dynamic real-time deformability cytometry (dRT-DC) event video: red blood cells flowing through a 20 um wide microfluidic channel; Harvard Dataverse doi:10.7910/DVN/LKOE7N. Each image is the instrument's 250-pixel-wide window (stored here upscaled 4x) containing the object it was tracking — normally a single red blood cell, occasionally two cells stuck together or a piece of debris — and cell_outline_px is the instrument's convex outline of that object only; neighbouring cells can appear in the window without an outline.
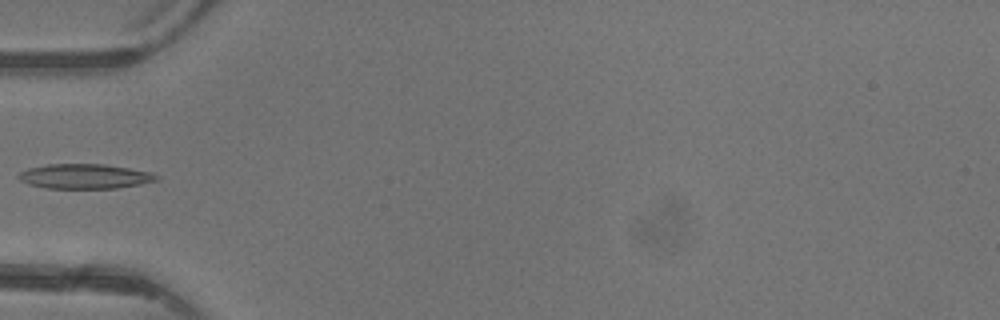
{"species": "common noctule bat (a hibernating species)", "species_latin": "Nyctalus noctula", "temperature_condition": "warm", "stored_images_in_passage": 4, "camera_frame_rate_fps": 3000, "um_per_image_px": 0.085, "animal": {"sex": "female"}, "frame": {"image": 1, "passage_image": 4, "time_ms": 4.333, "image_size_px": [1000, 320], "cell_outline_px": [[160, 180], [140, 184], [116, 188], [44, 188], [20, 180], [16, 176], [20, 172], [28, 168], [48, 164], [104, 164], [152, 172], [160, 176]], "centroid_in_image_um": [7.24, 14.98], "position_along_channel_um": 77.8, "area_um2": 19.88}}